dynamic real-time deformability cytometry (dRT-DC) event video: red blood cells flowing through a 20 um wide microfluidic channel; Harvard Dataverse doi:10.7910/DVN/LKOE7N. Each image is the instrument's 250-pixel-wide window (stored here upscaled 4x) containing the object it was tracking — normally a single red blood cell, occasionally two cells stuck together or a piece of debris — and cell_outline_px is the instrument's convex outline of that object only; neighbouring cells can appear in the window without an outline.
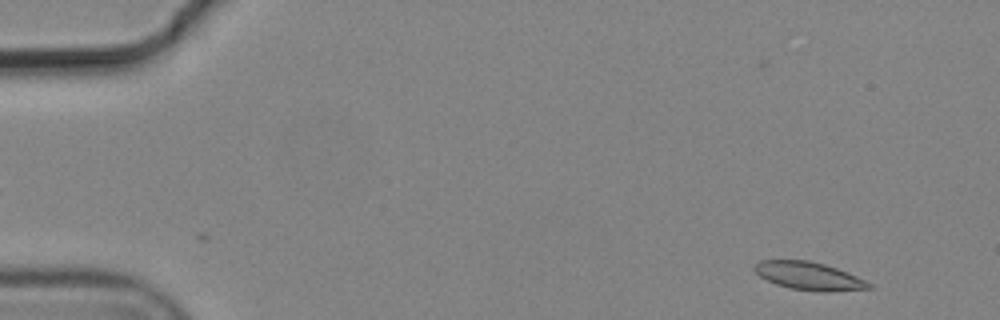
{"species": "common noctule bat (a hibernating species)", "species_latin": "Nyctalus noctula", "temperature_condition": "cold", "stored_images_in_passage": 7, "camera_frame_rate_fps": 3000, "um_per_image_px": 0.085, "animal": {"sex": "male", "body_mass_g": 19.2, "forearm_length_mm": 51.8}, "frame": {"image": 1, "passage_image": 1, "time_ms": 0.0, "image_size_px": [1000, 320], "cell_outline_px": [[872, 288], [828, 292], [824, 292], [792, 288], [776, 284], [760, 276], [752, 268], [760, 260], [808, 260], [824, 264], [836, 268], [856, 276], [872, 284]], "centroid_in_image_um": [68.75, 23.45], "position_along_channel_um": 16.2, "area_um2": 18.38}}
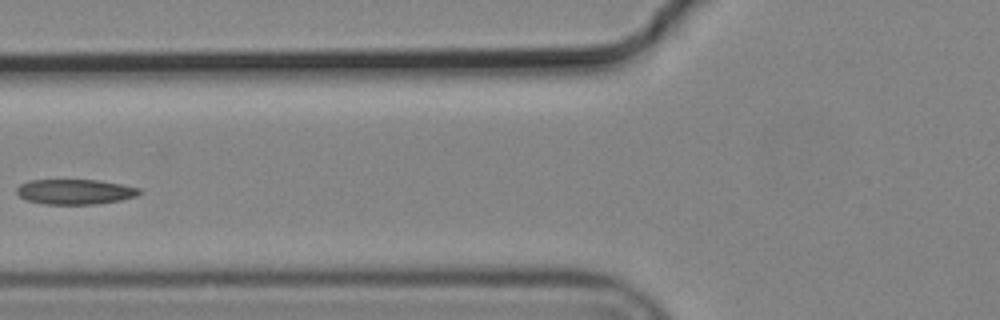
{"frame": {"image": 2, "passage_image": 6, "time_ms": 1.667, "image_size_px": [1000, 320], "cell_outline_px": [[144, 192], [136, 196], [120, 200], [96, 204], [44, 204], [24, 200], [16, 192], [16, 188], [20, 184], [28, 180], [100, 180], [140, 188]], "centroid_in_image_um": [6.37, 16.3], "position_along_channel_um": 119.4, "area_um2": 18.09}}
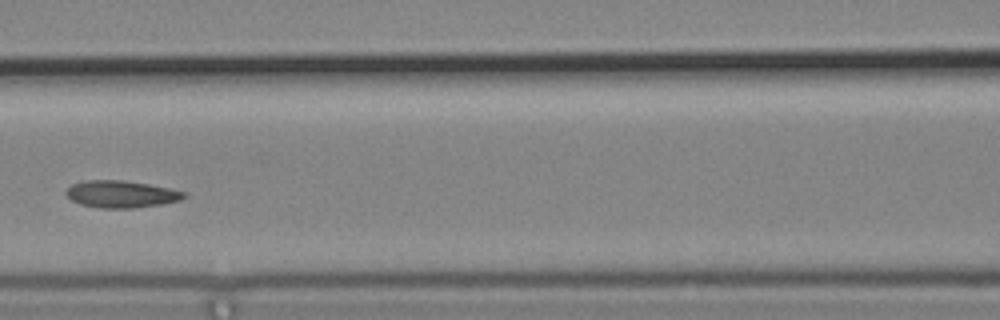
{"frame": {"image": 3, "passage_image": 7, "time_ms": 2.0, "image_size_px": [1000, 320], "cell_outline_px": [[188, 196], [180, 200], [164, 204], [132, 208], [100, 208], [80, 204], [72, 200], [64, 192], [72, 184], [84, 180], [124, 180], [148, 184], [188, 192]], "centroid_in_image_um": [10.33, 16.5], "position_along_channel_um": 156.3, "area_um2": 18.73}}